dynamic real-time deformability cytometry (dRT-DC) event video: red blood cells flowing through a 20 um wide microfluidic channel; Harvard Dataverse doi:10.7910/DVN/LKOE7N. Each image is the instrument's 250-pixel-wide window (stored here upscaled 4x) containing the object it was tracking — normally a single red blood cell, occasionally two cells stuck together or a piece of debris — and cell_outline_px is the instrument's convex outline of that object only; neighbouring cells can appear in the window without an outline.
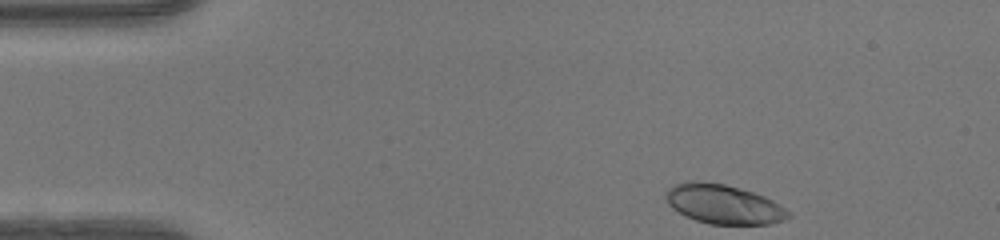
{"species": "human", "species_latin": "Homo sapiens", "temperature_condition": "warm", "stored_images_in_passage": 44, "camera_frame_rate_fps": 3000, "um_per_image_px": 0.085, "donor": {"sex": "female"}, "frame": {"image": 1, "passage_image": 1, "time_ms": 0.0, "image_size_px": [1000, 240], "cell_outline_px": [[792, 216], [784, 220], [768, 224], [708, 224], [684, 216], [672, 208], [668, 204], [664, 196], [664, 192], [672, 184], [692, 180], [696, 180], [724, 184], [740, 188], [764, 196], [772, 200], [784, 208]], "centroid_in_image_um": [61.44, 17.35], "position_along_channel_um": 23.6, "area_um2": 28.26}}
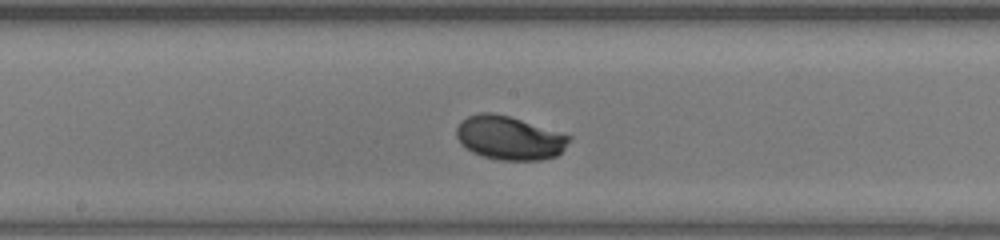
{"frame": {"image": 2, "passage_image": 20, "time_ms": 6.333, "image_size_px": [1000, 240], "cell_outline_px": [[572, 140], [556, 156], [540, 160], [500, 160], [480, 156], [464, 148], [460, 144], [456, 136], [456, 128], [460, 120], [468, 116], [480, 112], [492, 112], [508, 116], [572, 136]], "centroid_in_image_um": [43.25, 11.73], "position_along_channel_um": 205.0, "area_um2": 28.84}}
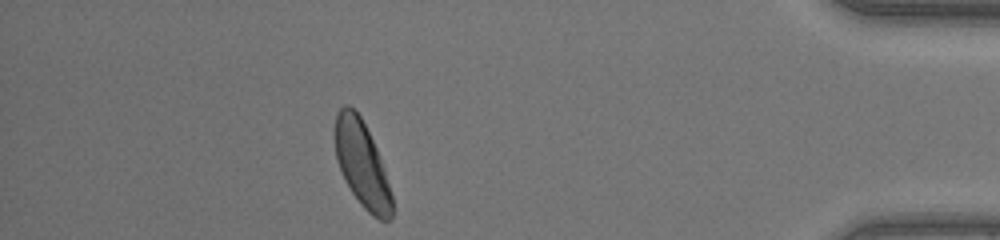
{"frame": {"image": 3, "passage_image": 38, "time_ms": 12.333, "image_size_px": [1000, 240], "cell_outline_px": [[392, 220], [380, 220], [372, 216], [360, 204], [344, 180], [336, 160], [336, 112], [344, 104], [348, 104], [360, 116], [380, 156], [384, 168], [392, 196]], "centroid_in_image_um": [30.77, 13.99], "position_along_channel_um": 404.4, "area_um2": 28.26}, "authors_computed_cell_mechanics": {"area_um2": 28.2642, "velocity_mm_per_s": 4.1653, "shape_relaxation_time_tau1_ms": 2.0398, "shape_relaxation_time_tau2_ms": null, "deformation_change_tau1": 0.1315, "deformation_change_tau2": null}}